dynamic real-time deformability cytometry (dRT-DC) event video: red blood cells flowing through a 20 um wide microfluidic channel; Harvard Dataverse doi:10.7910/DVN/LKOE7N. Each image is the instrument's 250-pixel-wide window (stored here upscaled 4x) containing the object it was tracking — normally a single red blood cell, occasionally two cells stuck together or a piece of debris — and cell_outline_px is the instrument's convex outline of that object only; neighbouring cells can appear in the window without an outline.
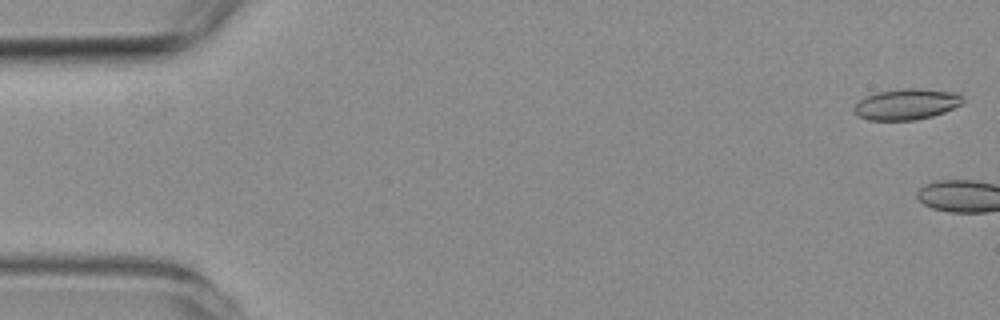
{"species": "common noctule bat (a hibernating species)", "species_latin": "Nyctalus noctula", "temperature_condition": "room temperature", "stored_images_in_passage": 3, "camera_frame_rate_fps": 3000, "um_per_image_px": 0.085, "animal": {"sex": "female", "body_mass_g": 19.3, "forearm_length_mm": 54.1}, "frame": {"image": 1, "passage_image": 1, "time_ms": 0.0, "image_size_px": [1000, 320], "cell_outline_px": [[964, 104], [944, 112], [932, 116], [916, 120], [868, 120], [852, 112], [852, 108], [864, 96], [876, 92], [904, 88], [916, 88], [956, 92], [964, 96]], "centroid_in_image_um": [77.07, 8.85], "position_along_channel_um": 7.9, "area_um2": 19.88}}